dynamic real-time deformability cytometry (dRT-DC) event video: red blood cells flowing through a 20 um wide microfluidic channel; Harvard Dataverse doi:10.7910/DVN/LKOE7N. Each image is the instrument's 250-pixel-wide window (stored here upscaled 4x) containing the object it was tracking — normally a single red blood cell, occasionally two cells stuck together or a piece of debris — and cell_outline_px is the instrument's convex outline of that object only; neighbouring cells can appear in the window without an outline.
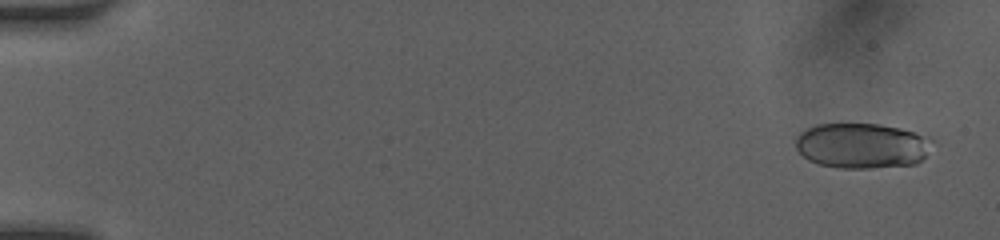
{"species": "human", "species_latin": "Homo sapiens", "temperature_condition": "room temperature", "stored_images_in_passage": 53, "camera_frame_rate_fps": 3000, "um_per_image_px": 0.085, "donor": {"sex": "female"}, "frame": {"image": 1, "passage_image": 3, "time_ms": 0.667, "image_size_px": [1000, 240], "cell_outline_px": [[932, 140], [924, 156], [916, 164], [872, 168], [840, 168], [820, 164], [808, 160], [796, 148], [796, 136], [800, 132], [816, 124], [880, 124], [900, 128], [928, 136]], "centroid_in_image_um": [73.24, 12.38], "position_along_channel_um": 11.8, "area_um2": 35.89}}
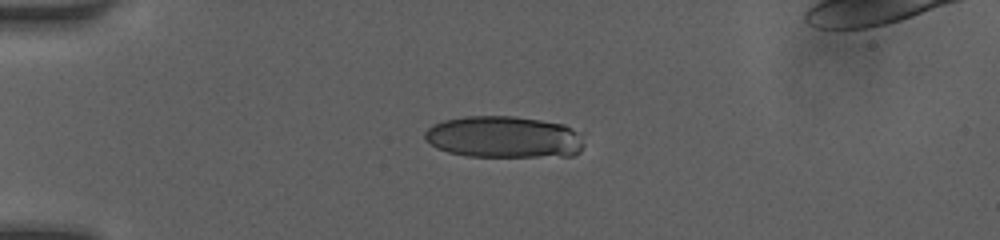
{"frame": {"image": 2, "passage_image": 14, "time_ms": 4.333, "image_size_px": [1000, 240], "cell_outline_px": [[584, 144], [580, 152], [572, 156], [468, 156], [448, 152], [436, 148], [424, 140], [424, 132], [432, 124], [444, 120], [464, 116], [516, 116], [564, 124], [584, 132]], "centroid_in_image_um": [42.88, 11.64], "position_along_channel_um": 42.1, "area_um2": 39.42}}